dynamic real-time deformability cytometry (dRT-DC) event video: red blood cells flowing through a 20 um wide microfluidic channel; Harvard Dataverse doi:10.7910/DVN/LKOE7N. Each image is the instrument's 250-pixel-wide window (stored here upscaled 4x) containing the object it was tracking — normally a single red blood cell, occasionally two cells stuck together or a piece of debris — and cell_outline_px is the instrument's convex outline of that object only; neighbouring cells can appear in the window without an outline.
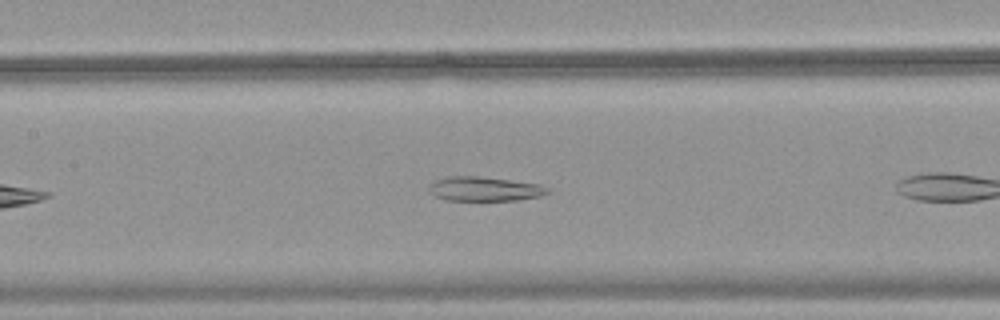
{"species": "common noctule bat (a hibernating species)", "species_latin": "Nyctalus noctula", "temperature_condition": "warm", "stored_images_in_passage": 20, "camera_frame_rate_fps": 3000, "um_per_image_px": 0.085, "animal": {"sex": "female", "body_mass_g": 18.4}, "frame": {"image": 1, "passage_image": 9, "time_ms": 2.667, "image_size_px": [1000, 320], "cell_outline_px": [[552, 192], [540, 196], [516, 200], [448, 200], [436, 196], [428, 192], [428, 188], [436, 180], [448, 176], [480, 176], [540, 184], [548, 188]], "centroid_in_image_um": [41.21, 16.05], "position_along_channel_um": 166.2, "area_um2": 16.76}}
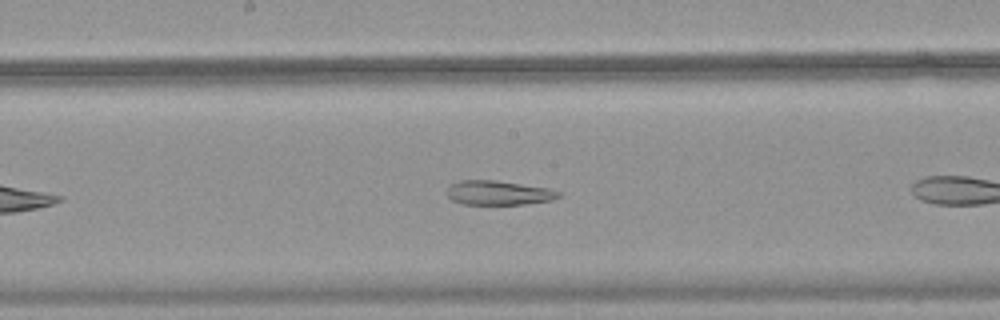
{"frame": {"image": 2, "passage_image": 12, "time_ms": 3.667, "image_size_px": [1000, 320], "cell_outline_px": [[564, 196], [552, 200], [524, 204], [464, 204], [452, 200], [448, 196], [448, 184], [456, 180], [496, 180], [552, 188], [560, 192]], "centroid_in_image_um": [42.41, 16.37], "position_along_channel_um": 205.8, "area_um2": 16.13}}
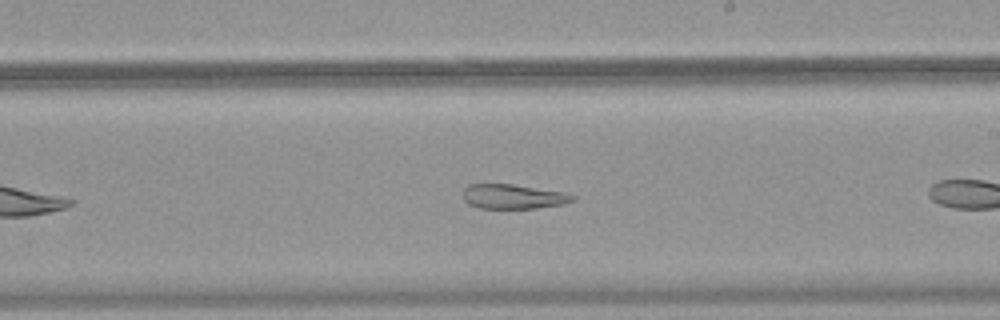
{"frame": {"image": 3, "passage_image": 15, "time_ms": 4.667, "image_size_px": [1000, 320], "cell_outline_px": [[576, 200], [564, 204], [536, 208], [480, 208], [468, 204], [464, 200], [464, 188], [468, 184], [512, 184], [564, 192], [576, 196]], "centroid_in_image_um": [43.64, 16.7], "position_along_channel_um": 245.4, "area_um2": 15.72}}